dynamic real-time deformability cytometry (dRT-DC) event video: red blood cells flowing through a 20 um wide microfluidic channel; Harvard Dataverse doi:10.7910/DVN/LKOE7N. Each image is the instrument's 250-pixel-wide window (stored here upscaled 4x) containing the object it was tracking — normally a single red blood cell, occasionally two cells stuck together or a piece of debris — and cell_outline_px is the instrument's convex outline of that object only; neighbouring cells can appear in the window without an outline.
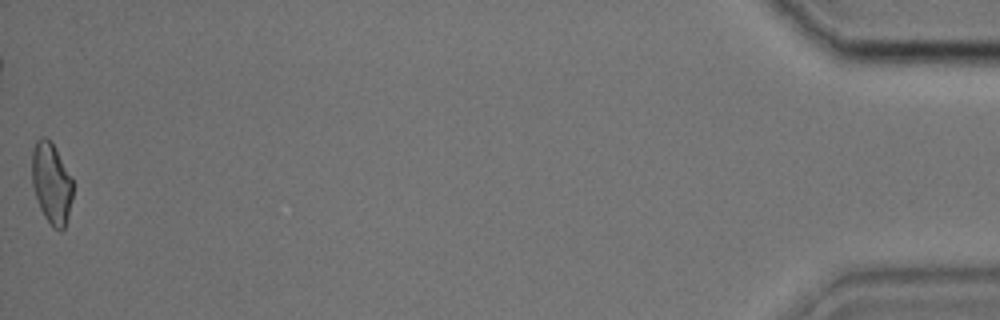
{"species": "common noctule bat (a hibernating species)", "species_latin": "Nyctalus noctula", "temperature_condition": "cold", "stored_images_in_passage": 32, "camera_frame_rate_fps": 3000, "um_per_image_px": 0.085, "animal": {"sex": "male", "body_mass_g": 17.9, "forearm_length_mm": 54.2}, "frame": {"image": 1, "passage_image": 32, "time_ms": 10.333, "image_size_px": [1000, 320], "cell_outline_px": [[72, 200], [68, 216], [64, 228], [60, 232], [52, 228], [44, 216], [40, 208], [32, 184], [32, 148], [36, 140], [40, 136], [44, 136], [56, 148], [72, 176]], "centroid_in_image_um": [4.38, 15.57], "position_along_channel_um": 430.8, "area_um2": 19.54}}